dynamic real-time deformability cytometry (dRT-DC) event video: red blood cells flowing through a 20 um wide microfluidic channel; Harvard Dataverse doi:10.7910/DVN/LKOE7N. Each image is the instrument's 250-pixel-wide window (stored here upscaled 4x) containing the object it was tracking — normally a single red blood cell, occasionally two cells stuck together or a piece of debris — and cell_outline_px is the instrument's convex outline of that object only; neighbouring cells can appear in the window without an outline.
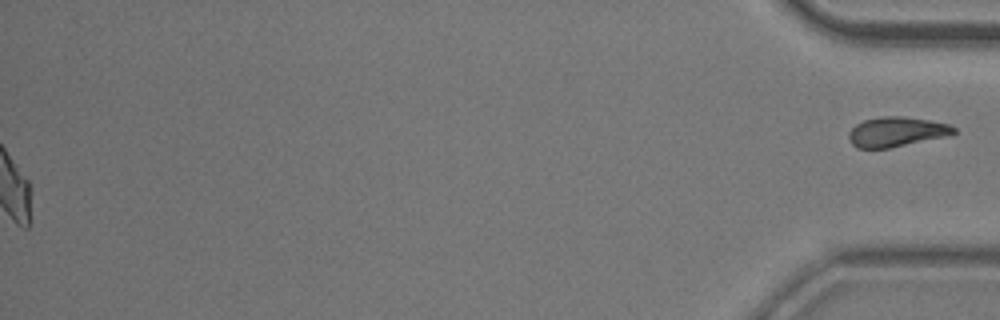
{"species": "common noctule bat (a hibernating species)", "species_latin": "Nyctalus noctula", "temperature_condition": "room temperature", "stored_images_in_passage": 53, "segment_of_instrument_passage": [2, 2], "camera_frame_rate_fps": 3000, "um_per_image_px": 0.085, "animal": {"sex": "male", "body_mass_g": 20.5, "forearm_length_mm": 52.5}, "frame": {"image": 1, "passage_image": 53, "time_ms": 17.333, "image_size_px": [1000, 320], "cell_outline_px": [[956, 132], [952, 136], [888, 148], [856, 148], [852, 144], [848, 136], [848, 132], [856, 124], [864, 120], [884, 116], [904, 116], [928, 120], [948, 124], [956, 128]], "centroid_in_image_um": [76.23, 11.21], "position_along_channel_um": 359.0, "area_um2": 18.38}}